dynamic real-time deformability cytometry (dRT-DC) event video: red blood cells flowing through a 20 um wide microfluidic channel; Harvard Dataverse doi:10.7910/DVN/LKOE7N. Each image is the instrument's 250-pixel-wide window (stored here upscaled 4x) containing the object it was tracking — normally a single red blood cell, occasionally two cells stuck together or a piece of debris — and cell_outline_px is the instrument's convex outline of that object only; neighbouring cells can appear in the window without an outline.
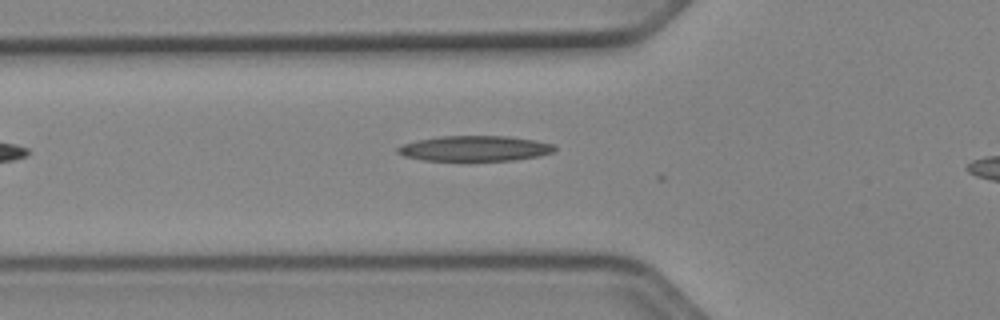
{"species": "Egyptian fruit bat (a non-hibernating species)", "species_latin": "Rousettus aegyptiacus", "temperature_condition": "cold", "stored_images_in_passage": 6, "camera_frame_rate_fps": 3000, "um_per_image_px": 0.085, "animal": {"sex": "female"}, "frame": {"image": 1, "passage_image": 2, "time_ms": 0.333, "image_size_px": [1000, 320], "cell_outline_px": [[556, 152], [540, 156], [512, 160], [424, 160], [404, 156], [396, 152], [396, 148], [404, 144], [416, 140], [440, 136], [508, 136], [536, 140], [556, 144]], "centroid_in_image_um": [40.41, 12.61], "position_along_channel_um": 85.4, "area_um2": 23.29}}
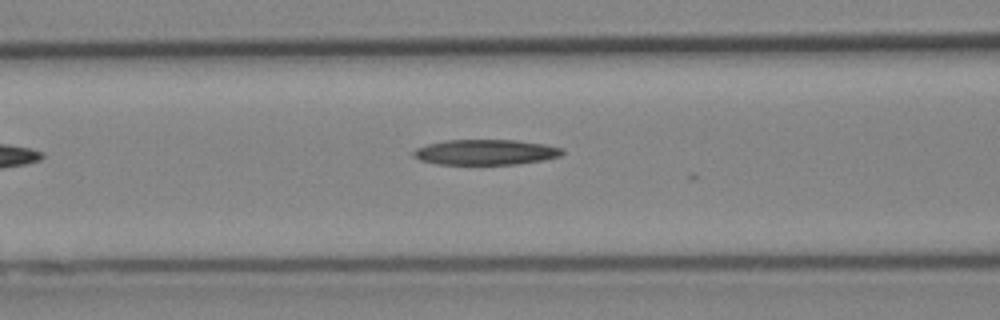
{"frame": {"image": 2, "passage_image": 5, "time_ms": 1.333, "image_size_px": [1000, 320], "cell_outline_px": [[564, 152], [560, 156], [544, 160], [516, 164], [436, 164], [420, 160], [412, 156], [412, 152], [416, 148], [428, 144], [444, 140], [516, 140], [544, 144], [560, 148]], "centroid_in_image_um": [41.24, 12.93], "position_along_channel_um": 125.4, "area_um2": 21.96}}